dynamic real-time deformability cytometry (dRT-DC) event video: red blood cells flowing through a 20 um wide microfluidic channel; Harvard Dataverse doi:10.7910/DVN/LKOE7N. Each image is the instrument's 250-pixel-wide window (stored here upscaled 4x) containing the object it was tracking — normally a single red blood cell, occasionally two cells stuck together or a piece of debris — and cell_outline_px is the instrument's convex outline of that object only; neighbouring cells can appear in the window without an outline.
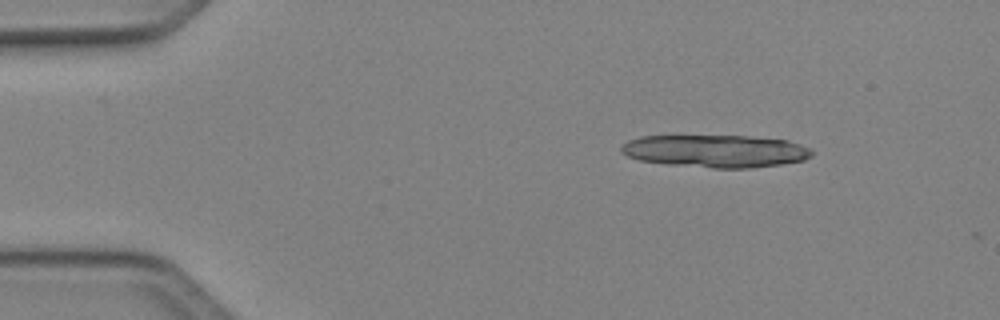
{"species": "Egyptian fruit bat (a non-hibernating species)", "species_latin": "Rousettus aegyptiacus", "temperature_condition": "cold", "stored_images_in_passage": 8, "camera_frame_rate_fps": 3000, "um_per_image_px": 0.085, "animal": {"sex": "female"}, "frame": {"image": 1, "passage_image": 1, "time_ms": 0.0, "image_size_px": [1000, 320], "cell_outline_px": [[812, 156], [804, 160], [780, 164], [748, 168], [712, 168], [668, 164], [640, 160], [628, 156], [620, 152], [620, 148], [628, 140], [640, 136], [748, 136], [788, 140], [800, 144], [808, 148], [812, 152]], "centroid_in_image_um": [60.81, 12.84], "position_along_channel_um": 24.2, "area_um2": 36.07}}